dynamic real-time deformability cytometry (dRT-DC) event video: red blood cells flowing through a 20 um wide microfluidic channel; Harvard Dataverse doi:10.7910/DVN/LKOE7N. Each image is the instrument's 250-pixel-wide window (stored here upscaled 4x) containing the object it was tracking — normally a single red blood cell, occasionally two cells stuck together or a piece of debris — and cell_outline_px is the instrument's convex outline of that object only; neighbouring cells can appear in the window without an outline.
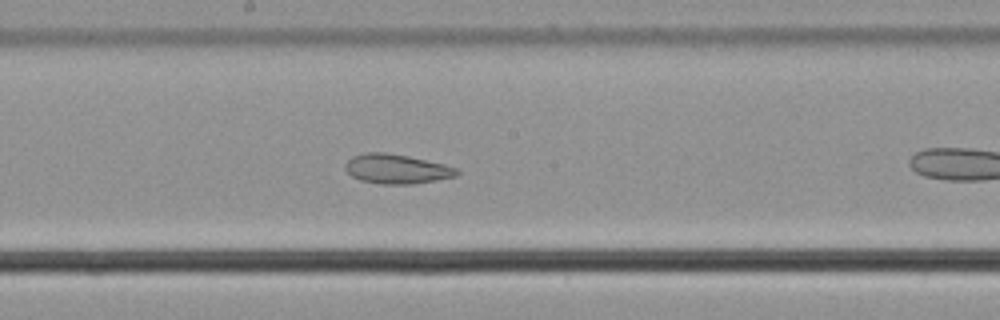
{"species": "common noctule bat (a hibernating species)", "species_latin": "Nyctalus noctula", "temperature_condition": "cold", "stored_images_in_passage": 27, "camera_frame_rate_fps": 3000, "um_per_image_px": 0.085, "animal": {"sex": "male", "body_mass_g": 21.5, "forearm_length_mm": 52.0}, "frame": {"image": 1, "passage_image": 16, "time_ms": 5.0, "image_size_px": [1000, 320], "cell_outline_px": [[460, 172], [456, 176], [436, 180], [412, 184], [380, 184], [360, 180], [352, 176], [344, 168], [344, 164], [352, 156], [364, 152], [384, 152], [408, 156], [444, 164], [456, 168]], "centroid_in_image_um": [33.68, 14.35], "position_along_channel_um": 214.5, "area_um2": 19.19}}